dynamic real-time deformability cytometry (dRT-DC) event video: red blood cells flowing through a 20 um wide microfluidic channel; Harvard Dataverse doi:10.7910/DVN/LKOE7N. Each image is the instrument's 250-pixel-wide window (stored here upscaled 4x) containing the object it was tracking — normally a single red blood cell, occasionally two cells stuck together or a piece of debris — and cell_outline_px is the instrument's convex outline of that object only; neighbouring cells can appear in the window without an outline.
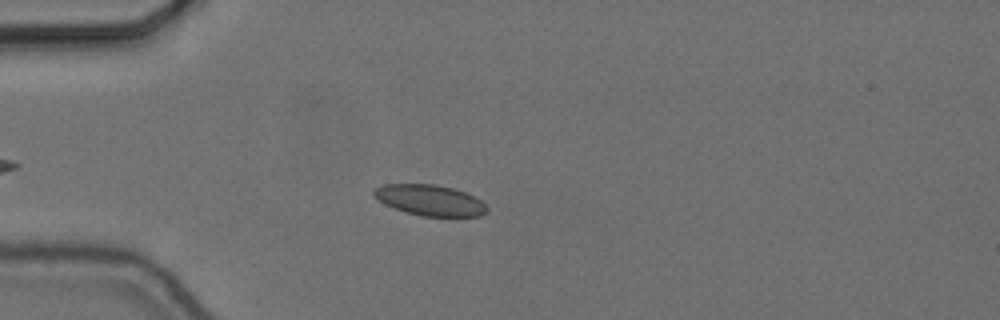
{"species": "common noctule bat (a hibernating species)", "species_latin": "Nyctalus noctula", "temperature_condition": "cold", "stored_images_in_passage": 46, "camera_frame_rate_fps": 3000, "um_per_image_px": 0.085, "animal": {"sex": "female", "body_mass_g": 24.6, "forearm_length_mm": 56.2}, "frame": {"image": 1, "passage_image": 9, "time_ms": 2.667, "image_size_px": [1000, 320], "cell_outline_px": [[488, 212], [480, 216], [420, 216], [384, 204], [372, 196], [372, 192], [376, 188], [384, 184], [436, 184], [468, 192], [476, 196], [488, 208]], "centroid_in_image_um": [36.56, 17.01], "position_along_channel_um": 48.4, "area_um2": 20.4}}
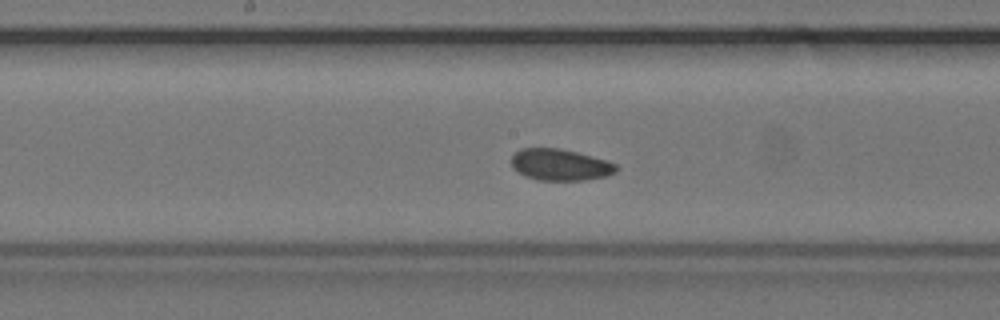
{"frame": {"image": 2, "passage_image": 23, "time_ms": 7.333, "image_size_px": [1000, 320], "cell_outline_px": [[620, 168], [616, 172], [604, 176], [584, 180], [540, 180], [524, 176], [512, 168], [512, 156], [520, 148], [560, 148], [592, 156], [616, 164]], "centroid_in_image_um": [47.6, 14.0], "position_along_channel_um": 200.6, "area_um2": 19.19}}
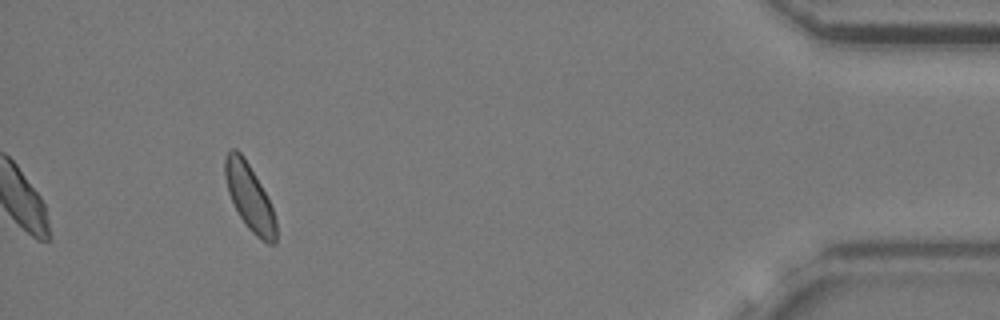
{"frame": {"image": 3, "passage_image": 46, "time_ms": 15.0, "image_size_px": [1000, 320], "cell_outline_px": [[276, 244], [268, 244], [256, 236], [244, 224], [228, 192], [224, 176], [224, 156], [232, 148], [236, 148], [244, 156], [260, 184], [272, 208], [276, 220]], "centroid_in_image_um": [21.19, 16.75], "position_along_channel_um": 414.0, "area_um2": 19.54}, "authors_computed_cell_mechanics": {"area_um2": 19.9699, "velocity_mm_per_s": 3.6146, "shape_relaxation_time_tau1_ms": null, "shape_relaxation_time_tau2_ms": 2.8193, "deformation_change_tau1": null, "deformation_change_tau2": 0.0672}}